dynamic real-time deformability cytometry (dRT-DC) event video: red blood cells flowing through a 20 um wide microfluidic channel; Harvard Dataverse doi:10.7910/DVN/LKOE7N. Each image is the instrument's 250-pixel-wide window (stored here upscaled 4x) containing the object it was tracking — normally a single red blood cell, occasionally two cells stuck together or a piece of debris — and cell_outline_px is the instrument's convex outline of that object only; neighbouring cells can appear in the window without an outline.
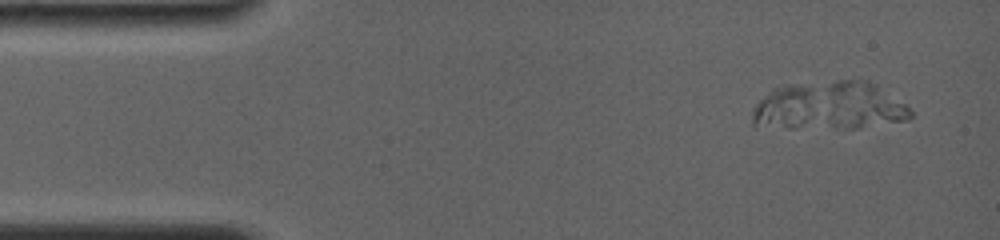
{"species": "common noctule bat (a hibernating species)", "species_latin": "Nyctalus noctula", "temperature_condition": "room temperature", "stored_images_in_passage": 29, "camera_frame_rate_fps": 4000, "um_per_image_px": 0.085, "animal": {"sex": "female", "body_mass_g": 19.0, "forearm_length_mm": 56.7}, "frame": {"image": 1, "passage_image": 2, "time_ms": 0.5, "image_size_px": [1000, 240], "cell_outline_px": [[816, 92], [812, 116], [800, 124], [792, 128], [788, 128], [752, 124], [752, 116], [756, 104], [772, 88], [780, 84], [796, 84], [812, 88]], "centroid_in_image_um": [66.72, 9.04], "position_along_channel_um": 18.3, "area_um2": 15.66}}
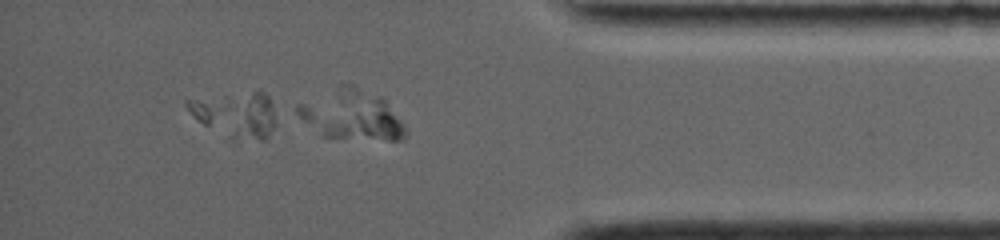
{"frame": {"image": 2, "passage_image": 29, "time_ms": 13.75, "image_size_px": [1000, 240], "cell_outline_px": [[408, 136], [404, 140], [388, 140], [324, 136], [304, 120], [296, 112], [296, 104], [376, 96], [380, 96], [388, 104], [404, 124], [408, 132]], "centroid_in_image_um": [30.12, 10.09], "position_along_channel_um": 405.1, "area_um2": 25.95}}